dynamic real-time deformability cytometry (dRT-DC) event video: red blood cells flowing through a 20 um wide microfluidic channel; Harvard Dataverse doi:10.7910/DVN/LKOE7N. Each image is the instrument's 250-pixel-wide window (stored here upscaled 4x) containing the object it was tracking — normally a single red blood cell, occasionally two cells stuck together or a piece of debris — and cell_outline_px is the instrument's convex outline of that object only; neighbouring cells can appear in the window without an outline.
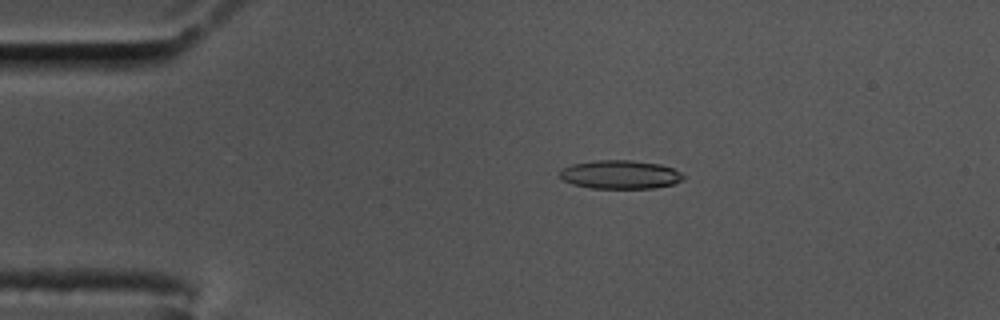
{"species": "common noctule bat (a hibernating species)", "species_latin": "Nyctalus noctula", "temperature_condition": "cold", "stored_images_in_passage": 57, "camera_frame_rate_fps": 3000, "um_per_image_px": 0.085, "animal": {"sex": "male", "body_mass_g": 17.5, "forearm_length_mm": 52.3}, "frame": {"image": 1, "passage_image": 11, "time_ms": 3.333, "image_size_px": [1000, 320], "cell_outline_px": [[684, 180], [672, 184], [652, 188], [592, 188], [572, 184], [564, 180], [560, 176], [560, 168], [572, 164], [596, 160], [632, 160], [660, 164], [672, 168], [680, 172], [684, 176]], "centroid_in_image_um": [52.71, 14.83], "position_along_channel_um": 32.3, "area_um2": 20.58}}
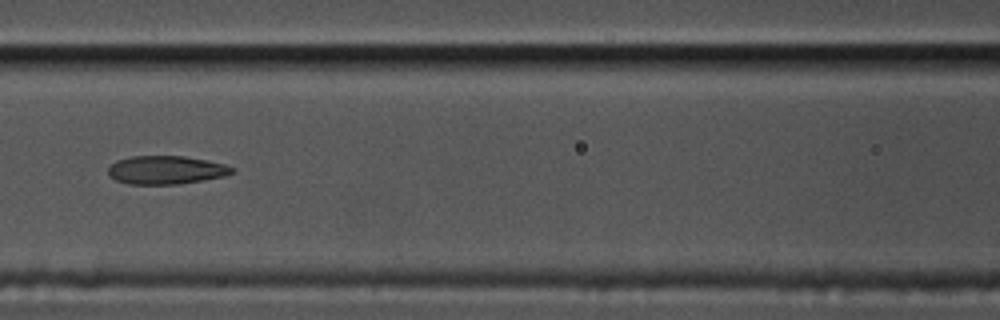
{"frame": {"image": 2, "passage_image": 25, "time_ms": 8.0, "image_size_px": [1000, 320], "cell_outline_px": [[236, 168], [232, 172], [224, 176], [176, 184], [128, 184], [116, 180], [108, 176], [108, 168], [116, 160], [132, 156], [184, 156], [208, 160], [224, 164]], "centroid_in_image_um": [14.08, 14.44], "position_along_channel_um": 152.5, "area_um2": 20.4}}
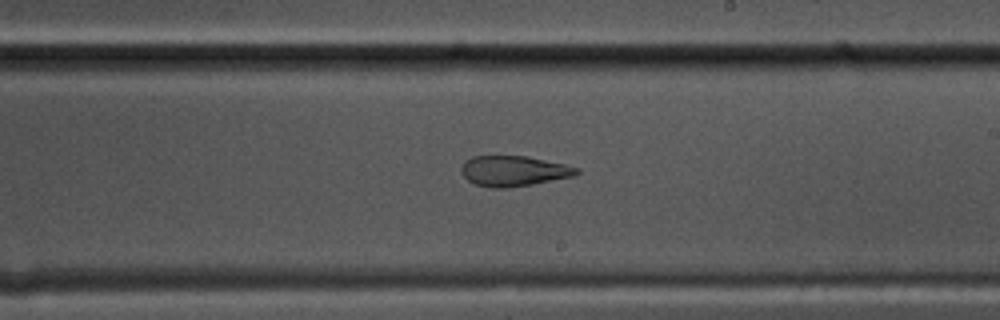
{"frame": {"image": 3, "passage_image": 33, "time_ms": 10.667, "image_size_px": [1000, 320], "cell_outline_px": [[580, 172], [572, 176], [532, 184], [508, 188], [492, 188], [476, 184], [468, 180], [460, 172], [460, 168], [464, 160], [472, 156], [528, 156], [564, 164], [580, 168]], "centroid_in_image_um": [43.63, 14.52], "position_along_channel_um": 245.4, "area_um2": 20.46}, "authors_computed_cell_mechanics": {"area_um2": 21.386, "velocity_mm_per_s": 3.4956, "shape_relaxation_time_tau1_ms": null, "shape_relaxation_time_tau2_ms": 2.1823, "deformation_change_tau1": null, "deformation_change_tau2": 0.0953}}